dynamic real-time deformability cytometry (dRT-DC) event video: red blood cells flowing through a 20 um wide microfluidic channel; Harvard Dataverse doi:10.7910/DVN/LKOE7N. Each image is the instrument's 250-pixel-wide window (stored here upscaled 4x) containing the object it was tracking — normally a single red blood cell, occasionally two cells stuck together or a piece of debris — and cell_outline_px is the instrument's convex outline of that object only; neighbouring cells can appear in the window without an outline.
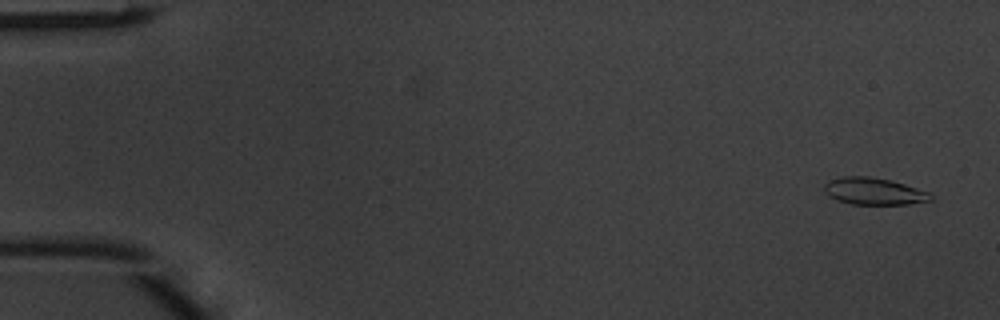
{"species": "common noctule bat (a hibernating species)", "species_latin": "Nyctalus noctula", "temperature_condition": "warm", "stored_images_in_passage": 6, "camera_frame_rate_fps": 3000, "um_per_image_px": 0.085, "animal": {"sex": "male", "body_mass_g": 20.1, "forearm_length_mm": 53.5}, "frame": {"image": 1, "passage_image": 1, "time_ms": 0.0, "image_size_px": [1000, 320], "cell_outline_px": [[932, 200], [908, 204], [852, 204], [836, 200], [828, 196], [824, 192], [824, 184], [828, 180], [844, 176], [868, 176], [892, 180], [928, 192], [932, 196]], "centroid_in_image_um": [74.23, 16.25], "position_along_channel_um": 10.8, "area_um2": 16.76}}
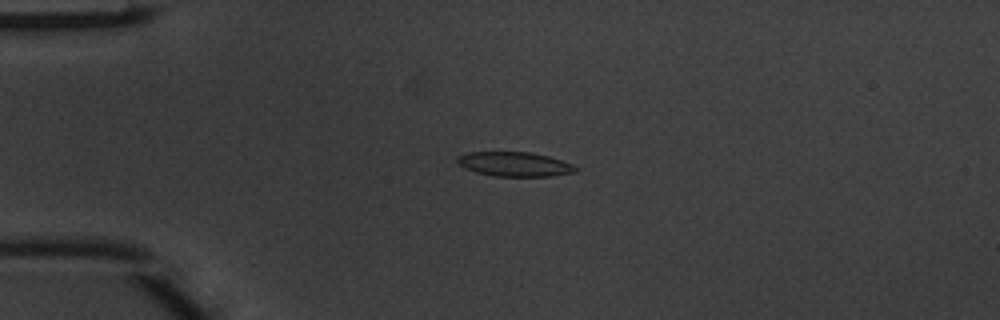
{"frame": {"image": 2, "passage_image": 4, "time_ms": 1.0, "image_size_px": [1000, 320], "cell_outline_px": [[580, 168], [576, 172], [552, 176], [492, 176], [476, 172], [464, 168], [456, 164], [456, 156], [468, 152], [532, 152], [548, 156], [572, 164]], "centroid_in_image_um": [43.71, 13.95], "position_along_channel_um": 41.3, "area_um2": 17.05}}